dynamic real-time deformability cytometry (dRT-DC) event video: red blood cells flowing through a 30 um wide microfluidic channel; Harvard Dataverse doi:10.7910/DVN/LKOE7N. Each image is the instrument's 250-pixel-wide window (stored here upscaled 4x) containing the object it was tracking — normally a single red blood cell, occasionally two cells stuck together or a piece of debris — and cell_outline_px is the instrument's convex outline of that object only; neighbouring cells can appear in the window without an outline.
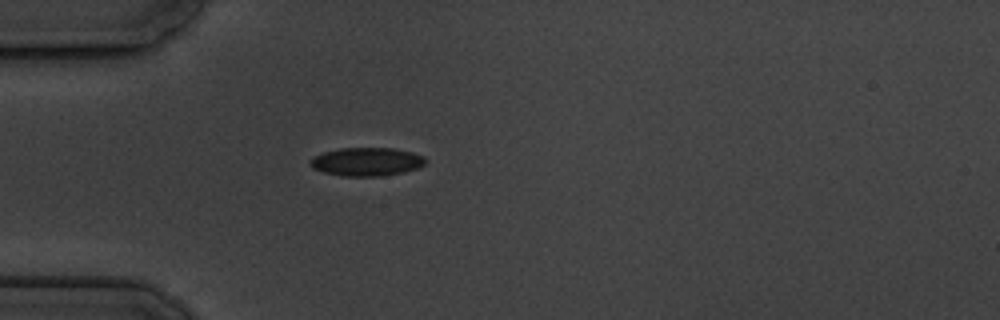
{"species": "common noctule bat (a hibernating species)", "species_latin": "Nyctalus noctula", "temperature_condition": "cold", "stored_images_in_passage": 1, "camera_frame_rate_fps": 3000, "um_per_image_px": 0.085, "animal": {"sex": "male", "body_mass_g": 19.5, "forearm_length_mm": 54.6}, "frame": {"image": 1, "passage_image": 1, "time_ms": 0.0, "image_size_px": [1000, 320], "cell_outline_px": [[428, 160], [424, 164], [416, 168], [404, 172], [384, 176], [344, 176], [324, 172], [312, 168], [308, 164], [308, 160], [324, 152], [340, 148], [392, 148], [412, 152], [424, 156]], "centroid_in_image_um": [31.16, 13.75], "position_along_channel_um": 53.8, "area_um2": 19.13}}